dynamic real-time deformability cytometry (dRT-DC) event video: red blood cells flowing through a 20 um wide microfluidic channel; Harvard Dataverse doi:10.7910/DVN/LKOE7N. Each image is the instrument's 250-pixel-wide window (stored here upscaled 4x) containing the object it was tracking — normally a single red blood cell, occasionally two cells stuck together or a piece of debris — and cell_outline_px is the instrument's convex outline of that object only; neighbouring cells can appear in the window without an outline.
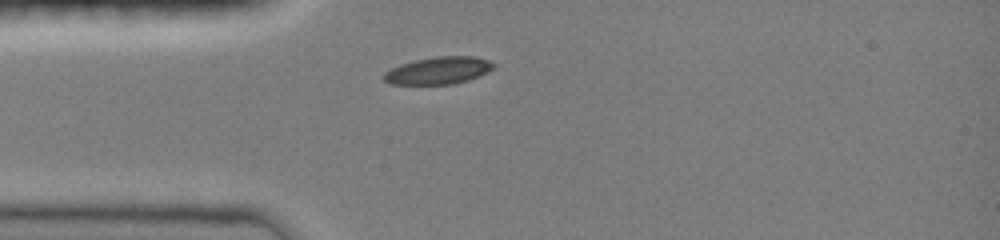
{"species": "common noctule bat (a hibernating species)", "species_latin": "Nyctalus noctula", "temperature_condition": "room temperature", "stored_images_in_passage": 18, "camera_frame_rate_fps": 3000, "um_per_image_px": 0.085, "animal": {"sex": "female", "body_mass_g": 19.0, "forearm_length_mm": 51.5}, "frame": {"image": 1, "passage_image": 1, "time_ms": 0.0, "image_size_px": [1000, 240], "cell_outline_px": [[496, 68], [488, 72], [468, 80], [452, 84], [388, 84], [380, 76], [384, 72], [400, 64], [412, 60], [436, 56], [476, 56], [488, 60], [496, 64]], "centroid_in_image_um": [37.26, 5.98], "position_along_channel_um": 47.7, "area_um2": 17.74}}
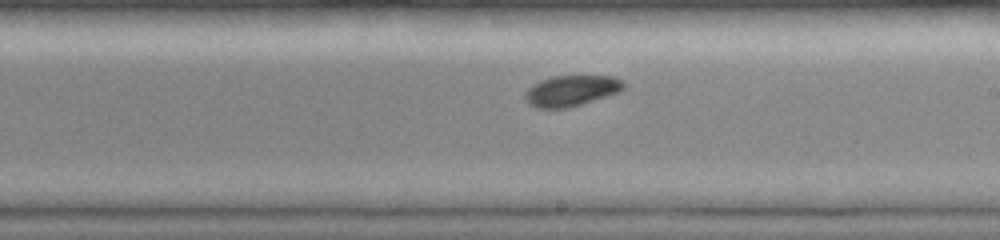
{"frame": {"image": 2, "passage_image": 10, "time_ms": 5.0, "image_size_px": [1000, 240], "cell_outline_px": [[624, 88], [620, 92], [568, 108], [540, 108], [528, 104], [524, 96], [528, 88], [532, 84], [540, 80], [552, 76], [612, 76], [624, 80]], "centroid_in_image_um": [48.56, 7.7], "position_along_channel_um": 240.4, "area_um2": 17.74}}
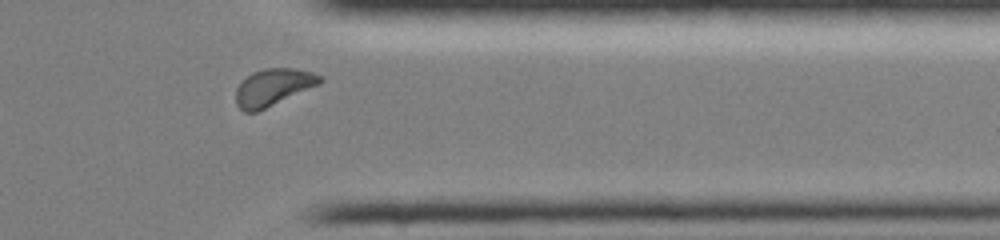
{"frame": {"image": 3, "passage_image": 16, "time_ms": 8.667, "image_size_px": [1000, 240], "cell_outline_px": [[324, 80], [320, 84], [256, 112], [244, 112], [236, 104], [236, 88], [252, 72], [264, 68], [296, 68], [312, 72], [324, 76]], "centroid_in_image_um": [23.25, 7.4], "position_along_channel_um": 388.2, "area_um2": 18.09}, "authors_computed_cell_mechanics": {"area_um2": 17.8891, "velocity_mm_per_s": 4.007, "shape_relaxation_time_tau1_ms": 1.3434, "shape_relaxation_time_tau2_ms": null, "deformation_change_tau1": 0.0848, "deformation_change_tau2": null}}